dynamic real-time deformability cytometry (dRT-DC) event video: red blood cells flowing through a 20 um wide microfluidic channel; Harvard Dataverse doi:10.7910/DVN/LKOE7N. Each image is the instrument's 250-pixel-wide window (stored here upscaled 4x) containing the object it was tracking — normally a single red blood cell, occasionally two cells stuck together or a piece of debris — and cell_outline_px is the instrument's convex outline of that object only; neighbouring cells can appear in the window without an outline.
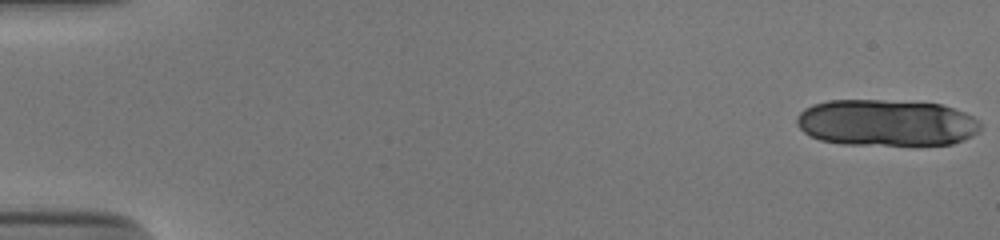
{"species": "human", "species_latin": "Homo sapiens", "temperature_condition": "cold", "stored_images_in_passage": 17, "camera_frame_rate_fps": 3000, "um_per_image_px": 0.085, "donor": {"sex": "male"}, "frame": {"image": 1, "passage_image": 1, "time_ms": 0.0, "image_size_px": [1000, 240], "cell_outline_px": [[980, 128], [972, 136], [964, 140], [952, 144], [844, 144], [820, 140], [804, 132], [796, 124], [796, 116], [804, 108], [812, 104], [828, 100], [884, 100], [940, 104], [964, 112], [972, 116], [980, 124]], "centroid_in_image_um": [75.3, 10.42], "position_along_channel_um": 9.7, "area_um2": 49.65}}